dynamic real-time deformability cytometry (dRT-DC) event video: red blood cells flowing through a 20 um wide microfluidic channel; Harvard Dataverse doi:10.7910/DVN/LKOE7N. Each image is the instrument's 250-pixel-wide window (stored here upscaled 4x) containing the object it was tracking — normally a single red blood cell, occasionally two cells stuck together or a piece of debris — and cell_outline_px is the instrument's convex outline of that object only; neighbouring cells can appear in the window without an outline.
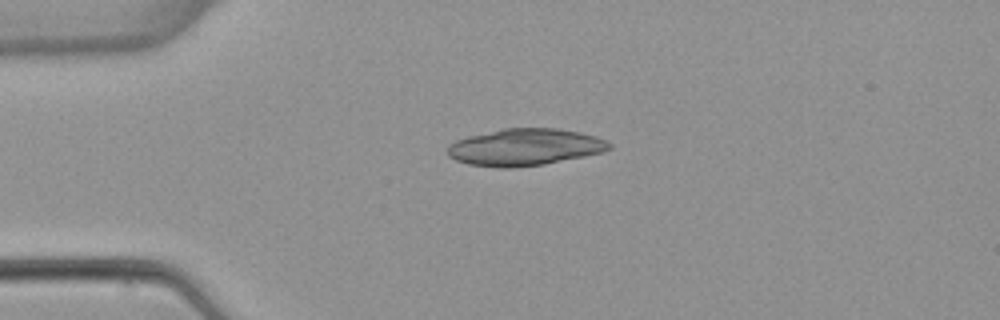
{"species": "common noctule bat (a hibernating species)", "species_latin": "Nyctalus noctula", "temperature_condition": "warm", "stored_images_in_passage": 2, "camera_frame_rate_fps": 3000, "um_per_image_px": 0.085, "animal": {"sex": "female", "body_mass_g": 22.7, "forearm_length_mm": 54.2}, "frame": {"image": 1, "passage_image": 1, "time_ms": 0.0, "image_size_px": [1000, 320], "cell_outline_px": [[612, 148], [604, 152], [544, 164], [512, 168], [500, 168], [468, 164], [456, 160], [448, 156], [448, 144], [456, 140], [468, 136], [504, 128], [556, 128], [580, 132], [596, 136], [612, 144]], "centroid_in_image_um": [44.61, 12.51], "position_along_channel_um": 40.4, "area_um2": 34.85}}